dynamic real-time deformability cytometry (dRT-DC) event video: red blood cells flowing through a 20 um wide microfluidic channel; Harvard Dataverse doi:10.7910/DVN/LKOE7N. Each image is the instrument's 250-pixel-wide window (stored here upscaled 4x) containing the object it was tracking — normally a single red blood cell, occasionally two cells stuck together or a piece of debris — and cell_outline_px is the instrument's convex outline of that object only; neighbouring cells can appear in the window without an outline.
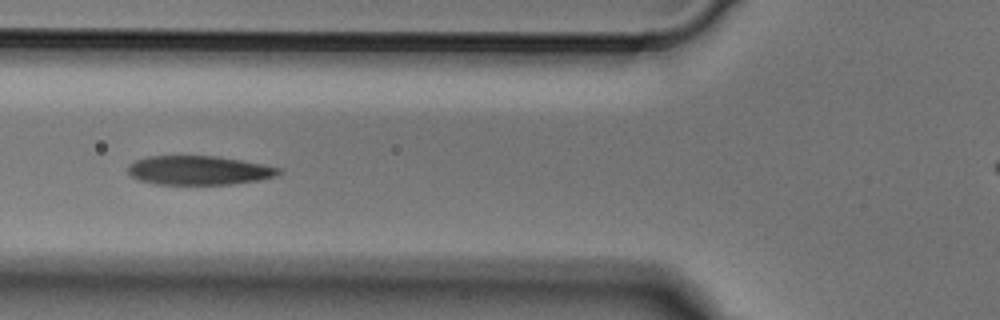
{"species": "Egyptian fruit bat (a non-hibernating species)", "species_latin": "Rousettus aegyptiacus", "temperature_condition": "cold", "stored_images_in_passage": 5, "camera_frame_rate_fps": 3000, "um_per_image_px": 0.085, "animal": {"sex": "male"}, "frame": {"image": 1, "passage_image": 5, "time_ms": 1.333, "image_size_px": [1000, 320], "cell_outline_px": [[280, 172], [276, 176], [260, 180], [232, 184], [152, 184], [136, 180], [128, 172], [128, 164], [136, 160], [148, 156], [220, 156], [264, 164], [280, 168]], "centroid_in_image_um": [16.88, 14.48], "position_along_channel_um": 108.9, "area_um2": 25.72}}